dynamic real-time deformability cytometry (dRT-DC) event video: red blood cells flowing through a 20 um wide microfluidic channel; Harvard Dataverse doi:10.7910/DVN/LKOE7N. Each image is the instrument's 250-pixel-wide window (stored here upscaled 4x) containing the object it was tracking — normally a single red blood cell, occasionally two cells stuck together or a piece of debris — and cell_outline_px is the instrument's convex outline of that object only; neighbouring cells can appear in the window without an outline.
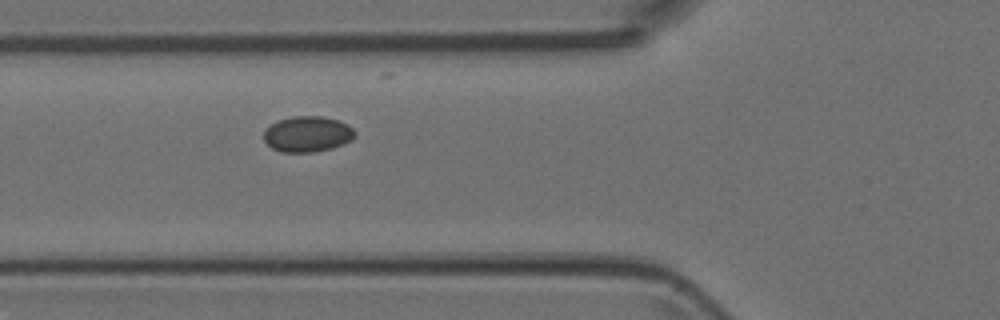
{"species": "Egyptian fruit bat (a non-hibernating species)", "species_latin": "Rousettus aegyptiacus", "temperature_condition": "room temperature", "stored_images_in_passage": 2, "camera_frame_rate_fps": 3000, "um_per_image_px": 0.085, "animal": {"sex": "female"}, "frame": {"image": 1, "passage_image": 2, "time_ms": 0.333, "image_size_px": [1000, 320], "cell_outline_px": [[356, 136], [352, 140], [344, 144], [332, 148], [312, 152], [280, 152], [272, 148], [264, 140], [264, 132], [272, 124], [280, 120], [292, 116], [320, 116], [340, 120], [348, 124], [356, 132]], "centroid_in_image_um": [26.18, 11.4], "position_along_channel_um": 99.6, "area_um2": 19.02}}